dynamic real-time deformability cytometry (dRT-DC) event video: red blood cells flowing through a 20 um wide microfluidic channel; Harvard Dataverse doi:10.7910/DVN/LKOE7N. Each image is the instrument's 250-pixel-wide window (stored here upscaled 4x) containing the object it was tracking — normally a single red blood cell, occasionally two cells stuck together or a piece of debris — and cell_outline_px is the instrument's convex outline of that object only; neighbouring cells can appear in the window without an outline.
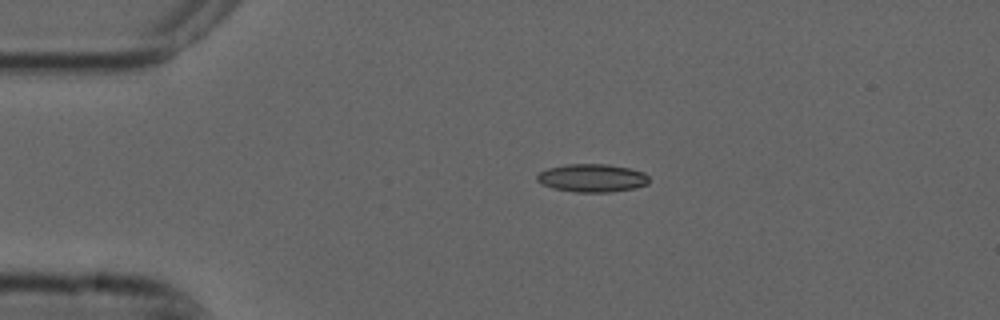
{"species": "common noctule bat (a hibernating species)", "species_latin": "Nyctalus noctula", "temperature_condition": "cold", "stored_images_in_passage": 4, "camera_frame_rate_fps": 3000, "um_per_image_px": 0.085, "animal": {"sex": "male", "forearm_length_mm": 52.5}, "frame": {"image": 1, "passage_image": 3, "time_ms": 0.667, "image_size_px": [1000, 320], "cell_outline_px": [[648, 184], [632, 188], [608, 192], [576, 192], [552, 188], [540, 184], [536, 180], [536, 176], [540, 172], [548, 168], [568, 164], [608, 164], [628, 168], [644, 172], [648, 176]], "centroid_in_image_um": [50.29, 15.13], "position_along_channel_um": 34.7, "area_um2": 18.26}}